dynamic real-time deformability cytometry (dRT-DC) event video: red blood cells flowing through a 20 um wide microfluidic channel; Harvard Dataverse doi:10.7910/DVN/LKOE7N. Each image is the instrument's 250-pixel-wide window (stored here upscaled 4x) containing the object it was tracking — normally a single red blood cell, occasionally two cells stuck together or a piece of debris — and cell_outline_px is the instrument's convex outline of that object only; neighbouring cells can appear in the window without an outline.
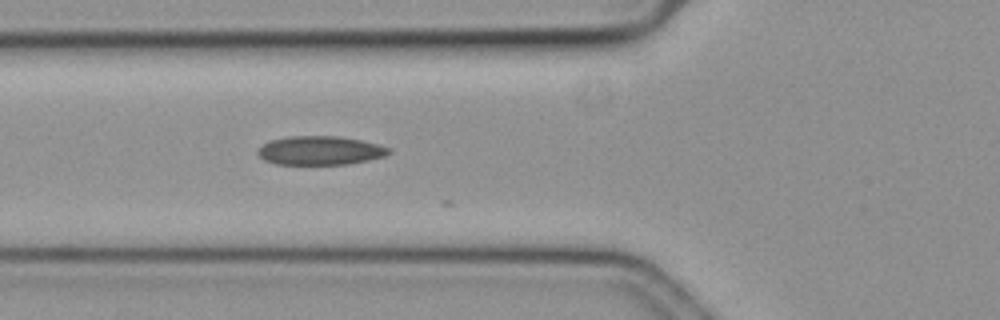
{"species": "common noctule bat (a hibernating species)", "species_latin": "Nyctalus noctula", "temperature_condition": "cold", "stored_images_in_passage": 11, "camera_frame_rate_fps": 3000, "um_per_image_px": 0.085, "animal": {"sex": "female", "body_mass_g": 19.3, "forearm_length_mm": 54.1}, "frame": {"image": 1, "passage_image": 9, "time_ms": 2.667, "image_size_px": [1000, 320], "cell_outline_px": [[392, 152], [384, 156], [368, 160], [348, 164], [276, 164], [264, 160], [256, 152], [264, 144], [272, 140], [292, 136], [340, 136], [360, 140], [392, 148]], "centroid_in_image_um": [27.24, 12.79], "position_along_channel_um": 98.6, "area_um2": 21.85}}